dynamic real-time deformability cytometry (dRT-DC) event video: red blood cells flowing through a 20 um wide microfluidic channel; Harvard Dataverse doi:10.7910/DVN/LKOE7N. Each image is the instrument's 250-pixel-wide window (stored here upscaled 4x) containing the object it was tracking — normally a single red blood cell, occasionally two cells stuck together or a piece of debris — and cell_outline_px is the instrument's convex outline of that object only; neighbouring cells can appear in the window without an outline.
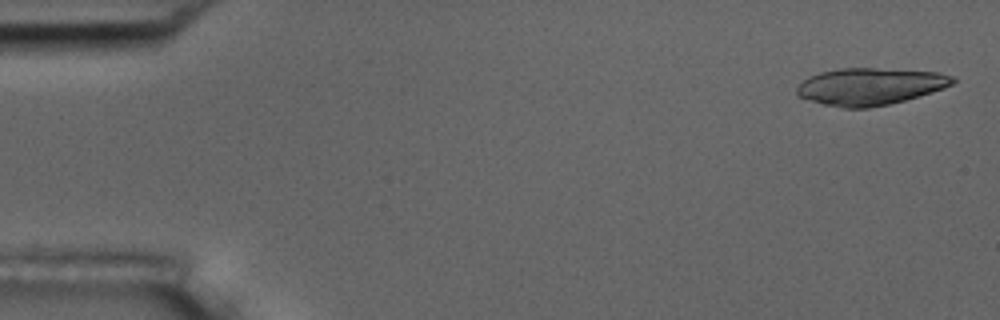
{"species": "common noctule bat (a hibernating species)", "species_latin": "Nyctalus noctula", "temperature_condition": "room temperature", "stored_images_in_passage": 6, "camera_frame_rate_fps": 3000, "um_per_image_px": 0.085, "animal": {"sex": "male", "body_mass_g": 17.5, "forearm_length_mm": 52.3}, "frame": {"image": 1, "passage_image": 1, "time_ms": 0.0, "image_size_px": [1000, 320], "cell_outline_px": [[956, 80], [952, 84], [944, 88], [904, 100], [888, 104], [868, 108], [844, 108], [824, 104], [796, 96], [796, 88], [808, 76], [820, 72], [840, 68], [876, 68], [940, 72], [952, 76]], "centroid_in_image_um": [73.93, 7.34], "position_along_channel_um": 11.1, "area_um2": 33.52}}